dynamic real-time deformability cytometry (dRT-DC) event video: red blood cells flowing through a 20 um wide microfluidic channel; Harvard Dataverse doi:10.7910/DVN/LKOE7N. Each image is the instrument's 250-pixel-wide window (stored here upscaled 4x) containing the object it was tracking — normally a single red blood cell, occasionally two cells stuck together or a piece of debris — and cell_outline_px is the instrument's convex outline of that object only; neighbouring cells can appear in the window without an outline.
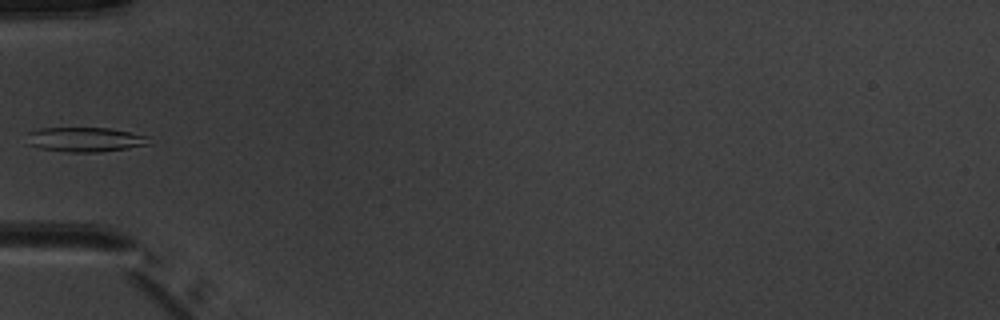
{"species": "common noctule bat (a hibernating species)", "species_latin": "Nyctalus noctula", "temperature_condition": "warm", "stored_images_in_passage": 5, "camera_frame_rate_fps": 3000, "um_per_image_px": 0.085, "animal": {"sex": "male", "body_mass_g": 20.1, "forearm_length_mm": 53.5}, "frame": {"image": 1, "passage_image": 5, "time_ms": 4.667, "image_size_px": [1000, 320], "cell_outline_px": [[152, 144], [128, 148], [100, 152], [68, 152], [40, 148], [24, 144], [28, 132], [40, 128], [108, 128], [148, 136]], "centroid_in_image_um": [7.19, 11.86], "position_along_channel_um": 77.8, "area_um2": 17.69}}